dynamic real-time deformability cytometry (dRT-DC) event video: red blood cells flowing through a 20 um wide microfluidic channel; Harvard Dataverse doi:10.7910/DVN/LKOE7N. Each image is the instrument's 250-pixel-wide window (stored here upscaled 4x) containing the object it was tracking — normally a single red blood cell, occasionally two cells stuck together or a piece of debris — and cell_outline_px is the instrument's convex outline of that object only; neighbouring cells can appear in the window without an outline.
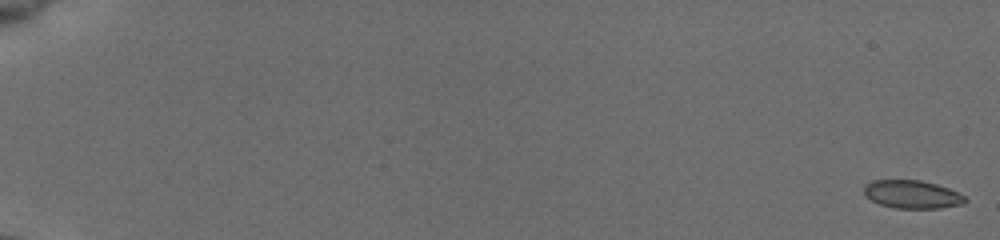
{"species": "common noctule bat (a hibernating species)", "species_latin": "Nyctalus noctula", "temperature_condition": "cold", "stored_images_in_passage": 56, "camera_frame_rate_fps": 3000, "um_per_image_px": 0.085, "animal": {"sex": "female", "body_mass_g": 19.5, "forearm_length_mm": 54.1}, "frame": {"image": 1, "passage_image": 1, "time_ms": 0.0, "image_size_px": [1000, 240], "cell_outline_px": [[968, 200], [964, 204], [940, 208], [896, 208], [880, 204], [864, 196], [864, 188], [872, 180], [920, 180], [936, 184], [948, 188], [964, 196]], "centroid_in_image_um": [77.54, 16.52], "position_along_channel_um": 7.5, "area_um2": 16.47}}
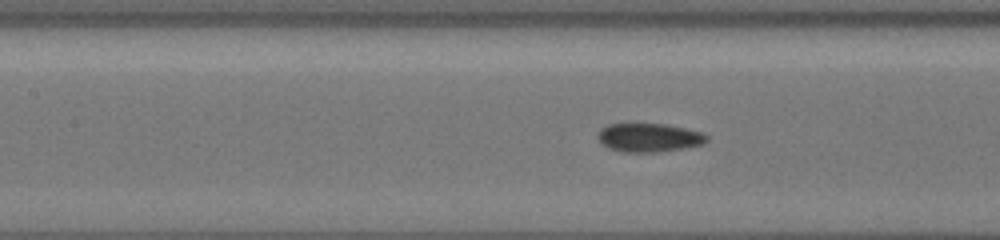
{"frame": {"image": 2, "passage_image": 28, "time_ms": 9.0, "image_size_px": [1000, 240], "cell_outline_px": [[708, 140], [704, 144], [684, 148], [660, 152], [620, 152], [608, 148], [600, 144], [596, 136], [608, 124], [664, 124], [704, 132], [708, 136]], "centroid_in_image_um": [55.18, 11.71], "position_along_channel_um": 152.2, "area_um2": 18.32}}
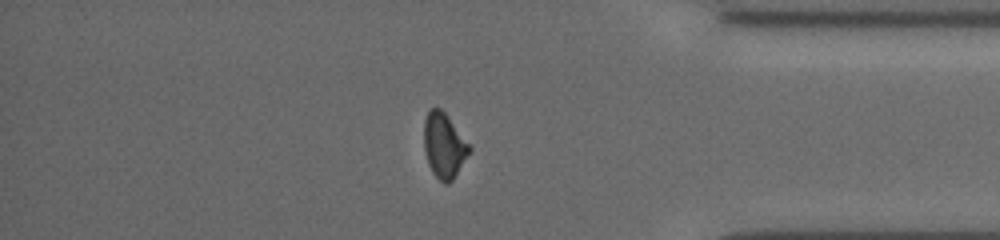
{"frame": {"image": 3, "passage_image": 48, "time_ms": 15.667, "image_size_px": [1000, 240], "cell_outline_px": [[472, 152], [452, 180], [448, 184], [444, 184], [432, 172], [428, 164], [424, 148], [424, 120], [428, 108], [440, 108], [444, 112], [472, 148]], "centroid_in_image_um": [37.74, 12.38], "position_along_channel_um": 397.5, "area_um2": 17.22}, "authors_computed_cell_mechanics": {"area_um2": 17.5712, "velocity_mm_per_s": 3.9269, "shape_relaxation_time_tau1_ms": 5.767, "shape_relaxation_time_tau2_ms": 2.6595, "deformation_change_tau1": 0.1017, "deformation_change_tau2": 0.061}}